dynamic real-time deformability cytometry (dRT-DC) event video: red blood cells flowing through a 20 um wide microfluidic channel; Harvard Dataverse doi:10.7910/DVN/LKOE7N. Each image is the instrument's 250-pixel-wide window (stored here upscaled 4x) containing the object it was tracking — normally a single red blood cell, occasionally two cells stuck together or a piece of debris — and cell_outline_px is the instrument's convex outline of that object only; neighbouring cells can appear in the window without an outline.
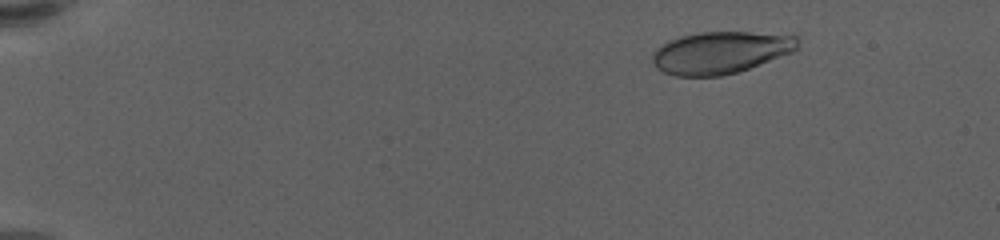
{"species": "human", "species_latin": "Homo sapiens", "temperature_condition": "warm", "stored_images_in_passage": 62, "camera_frame_rate_fps": 3000, "um_per_image_px": 0.085, "donor": {"sex": "female"}, "frame": {"image": 1, "passage_image": 9, "time_ms": 2.667, "image_size_px": [1000, 240], "cell_outline_px": [[800, 48], [792, 52], [748, 68], [736, 72], [720, 76], [676, 76], [664, 72], [656, 68], [652, 64], [652, 52], [656, 48], [668, 40], [680, 36], [700, 32], [748, 32], [796, 36]], "centroid_in_image_um": [61.19, 4.46], "position_along_channel_um": 23.8, "area_um2": 35.55}}
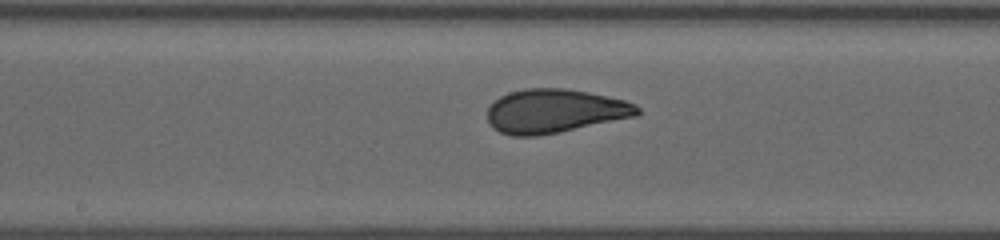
{"frame": {"image": 2, "passage_image": 35, "time_ms": 11.333, "image_size_px": [1000, 240], "cell_outline_px": [[640, 112], [636, 116], [560, 132], [536, 136], [512, 136], [500, 132], [492, 128], [488, 124], [488, 108], [500, 96], [508, 92], [528, 88], [564, 88], [588, 92], [624, 100], [636, 104], [640, 108]], "centroid_in_image_um": [47.13, 9.44], "position_along_channel_um": 201.1, "area_um2": 38.32}}
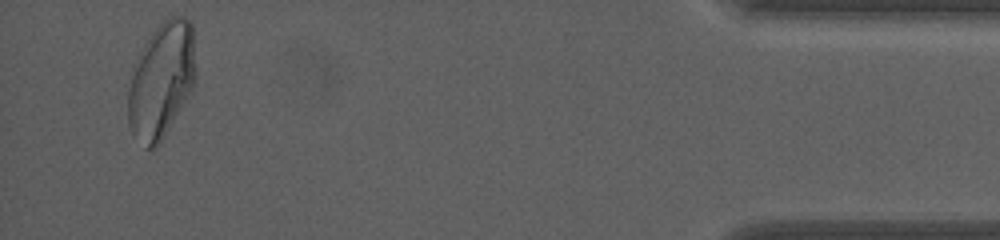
{"frame": {"image": 3, "passage_image": 60, "time_ms": 19.667, "image_size_px": [1000, 240], "cell_outline_px": [[196, 80], [192, 88], [160, 144], [156, 148], [144, 148], [132, 132], [128, 124], [128, 92], [132, 76], [140, 52], [144, 44], [152, 32], [164, 20], [172, 16], [184, 16], [192, 24], [196, 72]], "centroid_in_image_um": [13.73, 6.84], "position_along_channel_um": 421.5, "area_um2": 45.2}, "authors_computed_cell_mechanics": {"area_um2": 37.4544, "velocity_mm_per_s": 3.4149, "shape_relaxation_time_tau1_ms": 5.7011, "shape_relaxation_time_tau2_ms": 0.7856, "deformation_change_tau1": 0.1993, "deformation_change_tau2": 0.067}}